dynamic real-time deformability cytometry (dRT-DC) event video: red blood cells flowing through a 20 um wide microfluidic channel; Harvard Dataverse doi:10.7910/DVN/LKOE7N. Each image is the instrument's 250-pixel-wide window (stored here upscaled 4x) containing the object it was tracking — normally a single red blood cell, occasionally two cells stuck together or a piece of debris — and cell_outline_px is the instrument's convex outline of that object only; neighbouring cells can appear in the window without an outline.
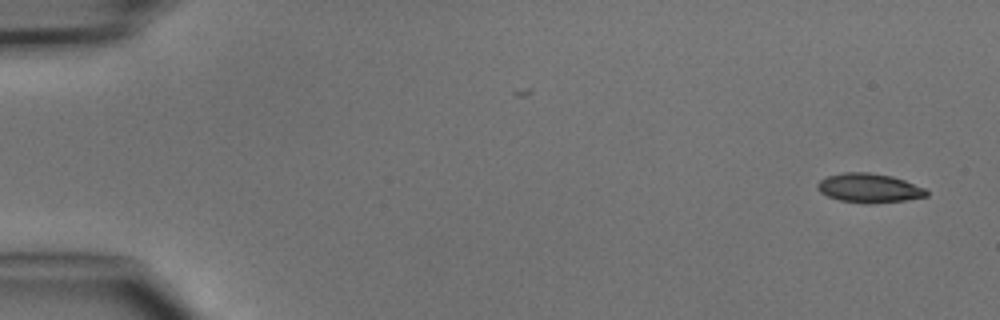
{"species": "common noctule bat (a hibernating species)", "species_latin": "Nyctalus noctula", "temperature_condition": "cold", "stored_images_in_passage": 2, "camera_frame_rate_fps": 3000, "um_per_image_px": 0.085, "animal": {"sex": "male", "body_mass_g": 15.6}, "frame": {"image": 1, "passage_image": 2, "time_ms": 1.667, "image_size_px": [1000, 320], "cell_outline_px": [[928, 196], [904, 200], [872, 204], [864, 204], [840, 200], [828, 196], [820, 192], [816, 188], [816, 184], [820, 180], [828, 176], [844, 172], [868, 172], [892, 176], [904, 180], [924, 188], [928, 192]], "centroid_in_image_um": [73.85, 15.99], "position_along_channel_um": 11.1, "area_um2": 18.55}}